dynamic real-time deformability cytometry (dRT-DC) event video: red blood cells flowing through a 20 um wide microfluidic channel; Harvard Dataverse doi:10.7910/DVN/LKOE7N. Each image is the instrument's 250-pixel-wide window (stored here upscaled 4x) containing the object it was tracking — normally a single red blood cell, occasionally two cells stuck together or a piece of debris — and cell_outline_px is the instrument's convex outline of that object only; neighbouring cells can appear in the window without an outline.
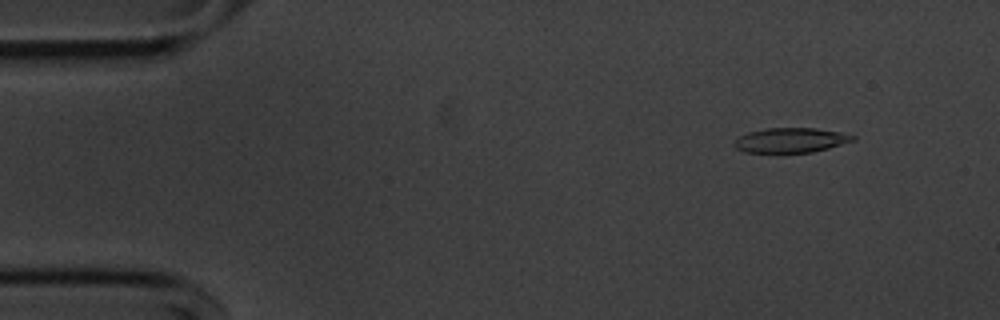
{"species": "common noctule bat (a hibernating species)", "species_latin": "Nyctalus noctula", "temperature_condition": "cold", "stored_images_in_passage": 54, "camera_frame_rate_fps": 3000, "um_per_image_px": 0.085, "animal": {"sex": "male", "body_mass_g": 20.1, "forearm_length_mm": 53.5}, "frame": {"image": 1, "passage_image": 5, "time_ms": 1.333, "image_size_px": [1000, 320], "cell_outline_px": [[856, 140], [828, 148], [812, 152], [744, 152], [736, 148], [732, 144], [740, 136], [748, 132], [764, 128], [816, 128], [840, 132], [856, 136]], "centroid_in_image_um": [67.22, 11.91], "position_along_channel_um": 17.8, "area_um2": 17.05}}
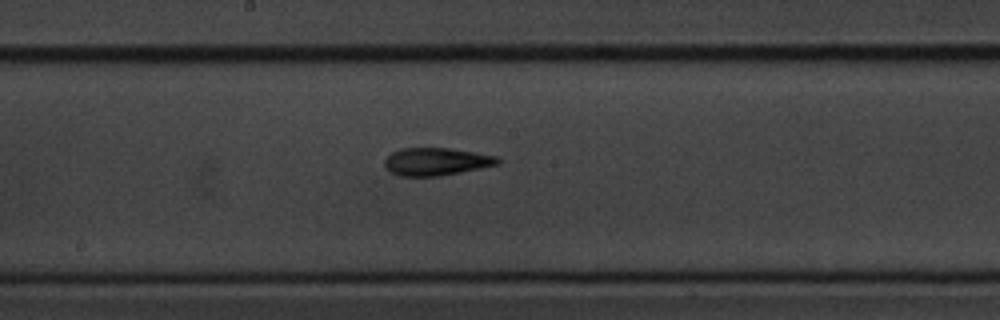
{"frame": {"image": 2, "passage_image": 28, "time_ms": 9.0, "image_size_px": [1000, 320], "cell_outline_px": [[500, 164], [440, 176], [400, 176], [392, 172], [384, 164], [384, 160], [392, 152], [400, 148], [448, 148], [496, 156], [500, 160]], "centroid_in_image_um": [37.07, 13.73], "position_along_channel_um": 211.1, "area_um2": 18.03}}
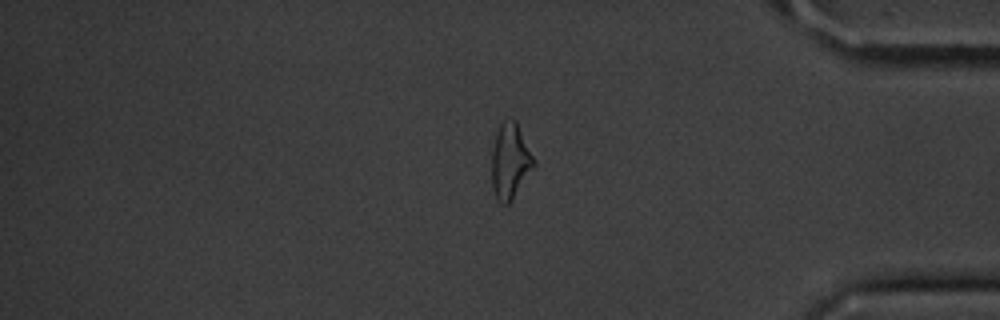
{"frame": {"image": 3, "passage_image": 45, "time_ms": 14.667, "image_size_px": [1000, 320], "cell_outline_px": [[536, 164], [508, 204], [500, 204], [496, 200], [492, 188], [492, 148], [496, 132], [500, 124], [504, 120], [516, 120], [536, 160]], "centroid_in_image_um": [43.36, 13.69], "position_along_channel_um": 391.8, "area_um2": 18.55}, "authors_computed_cell_mechanics": {"area_um2": 18.0047, "velocity_mm_per_s": 3.6365, "shape_relaxation_time_tau1_ms": 4.184, "shape_relaxation_time_tau2_ms": 3.5114, "deformation_change_tau1": 0.1883, "deformation_change_tau2": 0.1416}}